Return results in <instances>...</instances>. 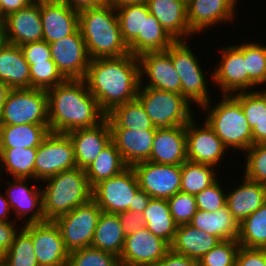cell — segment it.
<instances>
[{"label":"cell","instance_id":"cell-24","mask_svg":"<svg viewBox=\"0 0 266 266\" xmlns=\"http://www.w3.org/2000/svg\"><path fill=\"white\" fill-rule=\"evenodd\" d=\"M187 159L186 126L156 129L149 162L182 165Z\"/></svg>","mask_w":266,"mask_h":266},{"label":"cell","instance_id":"cell-7","mask_svg":"<svg viewBox=\"0 0 266 266\" xmlns=\"http://www.w3.org/2000/svg\"><path fill=\"white\" fill-rule=\"evenodd\" d=\"M21 124L49 125L46 90H10L0 112V125Z\"/></svg>","mask_w":266,"mask_h":266},{"label":"cell","instance_id":"cell-9","mask_svg":"<svg viewBox=\"0 0 266 266\" xmlns=\"http://www.w3.org/2000/svg\"><path fill=\"white\" fill-rule=\"evenodd\" d=\"M139 190L136 174L128 167L121 174L96 184L92 188V200L105 213L134 211V196Z\"/></svg>","mask_w":266,"mask_h":266},{"label":"cell","instance_id":"cell-18","mask_svg":"<svg viewBox=\"0 0 266 266\" xmlns=\"http://www.w3.org/2000/svg\"><path fill=\"white\" fill-rule=\"evenodd\" d=\"M194 119L186 125L187 159L216 168L227 148L205 121L202 127H198Z\"/></svg>","mask_w":266,"mask_h":266},{"label":"cell","instance_id":"cell-55","mask_svg":"<svg viewBox=\"0 0 266 266\" xmlns=\"http://www.w3.org/2000/svg\"><path fill=\"white\" fill-rule=\"evenodd\" d=\"M65 3L75 11H81L87 8H97L106 4V0H57Z\"/></svg>","mask_w":266,"mask_h":266},{"label":"cell","instance_id":"cell-10","mask_svg":"<svg viewBox=\"0 0 266 266\" xmlns=\"http://www.w3.org/2000/svg\"><path fill=\"white\" fill-rule=\"evenodd\" d=\"M101 212L102 210L91 199L88 203L54 220L69 252L91 246Z\"/></svg>","mask_w":266,"mask_h":266},{"label":"cell","instance_id":"cell-39","mask_svg":"<svg viewBox=\"0 0 266 266\" xmlns=\"http://www.w3.org/2000/svg\"><path fill=\"white\" fill-rule=\"evenodd\" d=\"M241 247L266 249V202L239 224Z\"/></svg>","mask_w":266,"mask_h":266},{"label":"cell","instance_id":"cell-2","mask_svg":"<svg viewBox=\"0 0 266 266\" xmlns=\"http://www.w3.org/2000/svg\"><path fill=\"white\" fill-rule=\"evenodd\" d=\"M47 94L52 133L67 134L76 129L93 127L106 118L84 79H67L47 90Z\"/></svg>","mask_w":266,"mask_h":266},{"label":"cell","instance_id":"cell-4","mask_svg":"<svg viewBox=\"0 0 266 266\" xmlns=\"http://www.w3.org/2000/svg\"><path fill=\"white\" fill-rule=\"evenodd\" d=\"M43 182L46 183L42 188L45 221H54L92 199L85 170L78 167L62 171Z\"/></svg>","mask_w":266,"mask_h":266},{"label":"cell","instance_id":"cell-35","mask_svg":"<svg viewBox=\"0 0 266 266\" xmlns=\"http://www.w3.org/2000/svg\"><path fill=\"white\" fill-rule=\"evenodd\" d=\"M106 118L111 129L156 130L137 98L114 107L106 114Z\"/></svg>","mask_w":266,"mask_h":266},{"label":"cell","instance_id":"cell-23","mask_svg":"<svg viewBox=\"0 0 266 266\" xmlns=\"http://www.w3.org/2000/svg\"><path fill=\"white\" fill-rule=\"evenodd\" d=\"M237 0H187L188 25L193 34L234 18ZM216 24V25H215Z\"/></svg>","mask_w":266,"mask_h":266},{"label":"cell","instance_id":"cell-3","mask_svg":"<svg viewBox=\"0 0 266 266\" xmlns=\"http://www.w3.org/2000/svg\"><path fill=\"white\" fill-rule=\"evenodd\" d=\"M78 14L79 29L90 59L116 58L130 53L121 34L116 8L106 3Z\"/></svg>","mask_w":266,"mask_h":266},{"label":"cell","instance_id":"cell-21","mask_svg":"<svg viewBox=\"0 0 266 266\" xmlns=\"http://www.w3.org/2000/svg\"><path fill=\"white\" fill-rule=\"evenodd\" d=\"M15 181H7L8 188L6 191V199L9 202L10 209L16 215V219L27 218L25 224L45 222L43 210V193L42 188L26 184L27 178H13ZM27 185V186H26ZM32 211V212H31Z\"/></svg>","mask_w":266,"mask_h":266},{"label":"cell","instance_id":"cell-60","mask_svg":"<svg viewBox=\"0 0 266 266\" xmlns=\"http://www.w3.org/2000/svg\"><path fill=\"white\" fill-rule=\"evenodd\" d=\"M147 0H106L107 4H110L114 8L121 7L127 4H141L145 3Z\"/></svg>","mask_w":266,"mask_h":266},{"label":"cell","instance_id":"cell-27","mask_svg":"<svg viewBox=\"0 0 266 266\" xmlns=\"http://www.w3.org/2000/svg\"><path fill=\"white\" fill-rule=\"evenodd\" d=\"M124 42L134 56L144 53L145 19L150 14L147 3L127 4L116 8Z\"/></svg>","mask_w":266,"mask_h":266},{"label":"cell","instance_id":"cell-13","mask_svg":"<svg viewBox=\"0 0 266 266\" xmlns=\"http://www.w3.org/2000/svg\"><path fill=\"white\" fill-rule=\"evenodd\" d=\"M51 58L67 79H84L90 63L86 43L78 28L73 34L49 43Z\"/></svg>","mask_w":266,"mask_h":266},{"label":"cell","instance_id":"cell-54","mask_svg":"<svg viewBox=\"0 0 266 266\" xmlns=\"http://www.w3.org/2000/svg\"><path fill=\"white\" fill-rule=\"evenodd\" d=\"M20 226L17 227L12 222L0 221V257L3 259L7 249L13 243L15 234L19 231Z\"/></svg>","mask_w":266,"mask_h":266},{"label":"cell","instance_id":"cell-53","mask_svg":"<svg viewBox=\"0 0 266 266\" xmlns=\"http://www.w3.org/2000/svg\"><path fill=\"white\" fill-rule=\"evenodd\" d=\"M150 266H197V262L186 255L169 249L162 259Z\"/></svg>","mask_w":266,"mask_h":266},{"label":"cell","instance_id":"cell-65","mask_svg":"<svg viewBox=\"0 0 266 266\" xmlns=\"http://www.w3.org/2000/svg\"><path fill=\"white\" fill-rule=\"evenodd\" d=\"M0 33H5L3 29V23L0 21Z\"/></svg>","mask_w":266,"mask_h":266},{"label":"cell","instance_id":"cell-19","mask_svg":"<svg viewBox=\"0 0 266 266\" xmlns=\"http://www.w3.org/2000/svg\"><path fill=\"white\" fill-rule=\"evenodd\" d=\"M7 43L21 46L43 40V26L40 1H33L27 7L10 13L3 22Z\"/></svg>","mask_w":266,"mask_h":266},{"label":"cell","instance_id":"cell-56","mask_svg":"<svg viewBox=\"0 0 266 266\" xmlns=\"http://www.w3.org/2000/svg\"><path fill=\"white\" fill-rule=\"evenodd\" d=\"M34 0H0L1 13L7 17L10 13L21 10L27 7Z\"/></svg>","mask_w":266,"mask_h":266},{"label":"cell","instance_id":"cell-11","mask_svg":"<svg viewBox=\"0 0 266 266\" xmlns=\"http://www.w3.org/2000/svg\"><path fill=\"white\" fill-rule=\"evenodd\" d=\"M77 167L74 147L67 134L52 133L37 147L34 179L44 181L62 171Z\"/></svg>","mask_w":266,"mask_h":266},{"label":"cell","instance_id":"cell-57","mask_svg":"<svg viewBox=\"0 0 266 266\" xmlns=\"http://www.w3.org/2000/svg\"><path fill=\"white\" fill-rule=\"evenodd\" d=\"M253 145L266 143V118L262 119L252 129Z\"/></svg>","mask_w":266,"mask_h":266},{"label":"cell","instance_id":"cell-62","mask_svg":"<svg viewBox=\"0 0 266 266\" xmlns=\"http://www.w3.org/2000/svg\"><path fill=\"white\" fill-rule=\"evenodd\" d=\"M6 36L5 33H0V50L6 44Z\"/></svg>","mask_w":266,"mask_h":266},{"label":"cell","instance_id":"cell-29","mask_svg":"<svg viewBox=\"0 0 266 266\" xmlns=\"http://www.w3.org/2000/svg\"><path fill=\"white\" fill-rule=\"evenodd\" d=\"M0 80L11 89L30 88V65L20 46L6 42L0 50Z\"/></svg>","mask_w":266,"mask_h":266},{"label":"cell","instance_id":"cell-20","mask_svg":"<svg viewBox=\"0 0 266 266\" xmlns=\"http://www.w3.org/2000/svg\"><path fill=\"white\" fill-rule=\"evenodd\" d=\"M73 147L76 165L85 170L90 166L102 150L112 141V132L105 118L101 123L89 128H82L67 133Z\"/></svg>","mask_w":266,"mask_h":266},{"label":"cell","instance_id":"cell-17","mask_svg":"<svg viewBox=\"0 0 266 266\" xmlns=\"http://www.w3.org/2000/svg\"><path fill=\"white\" fill-rule=\"evenodd\" d=\"M170 245L146 227L125 237L120 254L121 266H150L162 259Z\"/></svg>","mask_w":266,"mask_h":266},{"label":"cell","instance_id":"cell-52","mask_svg":"<svg viewBox=\"0 0 266 266\" xmlns=\"http://www.w3.org/2000/svg\"><path fill=\"white\" fill-rule=\"evenodd\" d=\"M124 235L128 236L145 227L142 213L135 211H125L118 213Z\"/></svg>","mask_w":266,"mask_h":266},{"label":"cell","instance_id":"cell-14","mask_svg":"<svg viewBox=\"0 0 266 266\" xmlns=\"http://www.w3.org/2000/svg\"><path fill=\"white\" fill-rule=\"evenodd\" d=\"M31 235L39 266H67L69 251L54 221L22 225Z\"/></svg>","mask_w":266,"mask_h":266},{"label":"cell","instance_id":"cell-26","mask_svg":"<svg viewBox=\"0 0 266 266\" xmlns=\"http://www.w3.org/2000/svg\"><path fill=\"white\" fill-rule=\"evenodd\" d=\"M111 132L112 141L128 167L148 161L156 130L111 129Z\"/></svg>","mask_w":266,"mask_h":266},{"label":"cell","instance_id":"cell-43","mask_svg":"<svg viewBox=\"0 0 266 266\" xmlns=\"http://www.w3.org/2000/svg\"><path fill=\"white\" fill-rule=\"evenodd\" d=\"M67 266H121L119 257L88 246L69 252Z\"/></svg>","mask_w":266,"mask_h":266},{"label":"cell","instance_id":"cell-51","mask_svg":"<svg viewBox=\"0 0 266 266\" xmlns=\"http://www.w3.org/2000/svg\"><path fill=\"white\" fill-rule=\"evenodd\" d=\"M235 266H266V249L239 247Z\"/></svg>","mask_w":266,"mask_h":266},{"label":"cell","instance_id":"cell-61","mask_svg":"<svg viewBox=\"0 0 266 266\" xmlns=\"http://www.w3.org/2000/svg\"><path fill=\"white\" fill-rule=\"evenodd\" d=\"M11 88L0 80V112Z\"/></svg>","mask_w":266,"mask_h":266},{"label":"cell","instance_id":"cell-45","mask_svg":"<svg viewBox=\"0 0 266 266\" xmlns=\"http://www.w3.org/2000/svg\"><path fill=\"white\" fill-rule=\"evenodd\" d=\"M65 80L54 62H35L30 66V88L47 91Z\"/></svg>","mask_w":266,"mask_h":266},{"label":"cell","instance_id":"cell-46","mask_svg":"<svg viewBox=\"0 0 266 266\" xmlns=\"http://www.w3.org/2000/svg\"><path fill=\"white\" fill-rule=\"evenodd\" d=\"M239 247L237 240H223L203 255L197 266H235Z\"/></svg>","mask_w":266,"mask_h":266},{"label":"cell","instance_id":"cell-49","mask_svg":"<svg viewBox=\"0 0 266 266\" xmlns=\"http://www.w3.org/2000/svg\"><path fill=\"white\" fill-rule=\"evenodd\" d=\"M220 183L217 180L195 196L197 209L214 212L226 205V191Z\"/></svg>","mask_w":266,"mask_h":266},{"label":"cell","instance_id":"cell-36","mask_svg":"<svg viewBox=\"0 0 266 266\" xmlns=\"http://www.w3.org/2000/svg\"><path fill=\"white\" fill-rule=\"evenodd\" d=\"M128 166L121 157L115 143L111 141L96 160L85 169L91 188L103 180L121 174Z\"/></svg>","mask_w":266,"mask_h":266},{"label":"cell","instance_id":"cell-15","mask_svg":"<svg viewBox=\"0 0 266 266\" xmlns=\"http://www.w3.org/2000/svg\"><path fill=\"white\" fill-rule=\"evenodd\" d=\"M140 87H150L181 94V79L171 60V46L165 51L145 52L138 56ZM145 73V74H144ZM146 75L148 82L143 83Z\"/></svg>","mask_w":266,"mask_h":266},{"label":"cell","instance_id":"cell-34","mask_svg":"<svg viewBox=\"0 0 266 266\" xmlns=\"http://www.w3.org/2000/svg\"><path fill=\"white\" fill-rule=\"evenodd\" d=\"M49 133V125H0V145L1 148L38 147Z\"/></svg>","mask_w":266,"mask_h":266},{"label":"cell","instance_id":"cell-59","mask_svg":"<svg viewBox=\"0 0 266 266\" xmlns=\"http://www.w3.org/2000/svg\"><path fill=\"white\" fill-rule=\"evenodd\" d=\"M1 186V185H0ZM10 206H9V202L6 199V195L2 196L0 193V221L2 222H12L8 219L9 215H10Z\"/></svg>","mask_w":266,"mask_h":266},{"label":"cell","instance_id":"cell-47","mask_svg":"<svg viewBox=\"0 0 266 266\" xmlns=\"http://www.w3.org/2000/svg\"><path fill=\"white\" fill-rule=\"evenodd\" d=\"M246 153L244 177L266 185V143L254 144Z\"/></svg>","mask_w":266,"mask_h":266},{"label":"cell","instance_id":"cell-33","mask_svg":"<svg viewBox=\"0 0 266 266\" xmlns=\"http://www.w3.org/2000/svg\"><path fill=\"white\" fill-rule=\"evenodd\" d=\"M142 215L145 227L170 245L178 225L171 215L168 200L151 197Z\"/></svg>","mask_w":266,"mask_h":266},{"label":"cell","instance_id":"cell-12","mask_svg":"<svg viewBox=\"0 0 266 266\" xmlns=\"http://www.w3.org/2000/svg\"><path fill=\"white\" fill-rule=\"evenodd\" d=\"M140 190L152 198L168 199L180 191L181 165L141 162L132 166Z\"/></svg>","mask_w":266,"mask_h":266},{"label":"cell","instance_id":"cell-25","mask_svg":"<svg viewBox=\"0 0 266 266\" xmlns=\"http://www.w3.org/2000/svg\"><path fill=\"white\" fill-rule=\"evenodd\" d=\"M149 12L162 27L176 40L192 37L187 18V0H147Z\"/></svg>","mask_w":266,"mask_h":266},{"label":"cell","instance_id":"cell-58","mask_svg":"<svg viewBox=\"0 0 266 266\" xmlns=\"http://www.w3.org/2000/svg\"><path fill=\"white\" fill-rule=\"evenodd\" d=\"M150 199L151 197L145 191L139 190L134 196V211L142 213L146 209Z\"/></svg>","mask_w":266,"mask_h":266},{"label":"cell","instance_id":"cell-5","mask_svg":"<svg viewBox=\"0 0 266 266\" xmlns=\"http://www.w3.org/2000/svg\"><path fill=\"white\" fill-rule=\"evenodd\" d=\"M201 108L205 112L209 110L205 113L207 116L204 121L228 150L233 148L244 153L253 145L252 129L240 102L232 94H223L215 106H212L210 100Z\"/></svg>","mask_w":266,"mask_h":266},{"label":"cell","instance_id":"cell-40","mask_svg":"<svg viewBox=\"0 0 266 266\" xmlns=\"http://www.w3.org/2000/svg\"><path fill=\"white\" fill-rule=\"evenodd\" d=\"M2 266H39L31 235L22 227L7 249Z\"/></svg>","mask_w":266,"mask_h":266},{"label":"cell","instance_id":"cell-22","mask_svg":"<svg viewBox=\"0 0 266 266\" xmlns=\"http://www.w3.org/2000/svg\"><path fill=\"white\" fill-rule=\"evenodd\" d=\"M43 40L53 43L79 28L78 11L57 0H40Z\"/></svg>","mask_w":266,"mask_h":266},{"label":"cell","instance_id":"cell-30","mask_svg":"<svg viewBox=\"0 0 266 266\" xmlns=\"http://www.w3.org/2000/svg\"><path fill=\"white\" fill-rule=\"evenodd\" d=\"M220 242L221 240L212 234L190 224H183L177 227L170 249L197 262Z\"/></svg>","mask_w":266,"mask_h":266},{"label":"cell","instance_id":"cell-38","mask_svg":"<svg viewBox=\"0 0 266 266\" xmlns=\"http://www.w3.org/2000/svg\"><path fill=\"white\" fill-rule=\"evenodd\" d=\"M2 168L13 178L34 179V166L37 147L1 148Z\"/></svg>","mask_w":266,"mask_h":266},{"label":"cell","instance_id":"cell-8","mask_svg":"<svg viewBox=\"0 0 266 266\" xmlns=\"http://www.w3.org/2000/svg\"><path fill=\"white\" fill-rule=\"evenodd\" d=\"M186 40H176L171 45V60L181 79V95L191 104L199 107L207 104L210 99L205 74Z\"/></svg>","mask_w":266,"mask_h":266},{"label":"cell","instance_id":"cell-42","mask_svg":"<svg viewBox=\"0 0 266 266\" xmlns=\"http://www.w3.org/2000/svg\"><path fill=\"white\" fill-rule=\"evenodd\" d=\"M241 105L244 115L253 129L257 123L266 118V90L237 92L232 94Z\"/></svg>","mask_w":266,"mask_h":266},{"label":"cell","instance_id":"cell-66","mask_svg":"<svg viewBox=\"0 0 266 266\" xmlns=\"http://www.w3.org/2000/svg\"><path fill=\"white\" fill-rule=\"evenodd\" d=\"M3 259L0 257V266H2Z\"/></svg>","mask_w":266,"mask_h":266},{"label":"cell","instance_id":"cell-32","mask_svg":"<svg viewBox=\"0 0 266 266\" xmlns=\"http://www.w3.org/2000/svg\"><path fill=\"white\" fill-rule=\"evenodd\" d=\"M125 237L118 214L101 212L91 246L120 258Z\"/></svg>","mask_w":266,"mask_h":266},{"label":"cell","instance_id":"cell-31","mask_svg":"<svg viewBox=\"0 0 266 266\" xmlns=\"http://www.w3.org/2000/svg\"><path fill=\"white\" fill-rule=\"evenodd\" d=\"M189 224L218 237L221 241L237 240L239 234V223L227 205L214 212L198 209Z\"/></svg>","mask_w":266,"mask_h":266},{"label":"cell","instance_id":"cell-44","mask_svg":"<svg viewBox=\"0 0 266 266\" xmlns=\"http://www.w3.org/2000/svg\"><path fill=\"white\" fill-rule=\"evenodd\" d=\"M175 40L150 13L145 19L144 53L167 50Z\"/></svg>","mask_w":266,"mask_h":266},{"label":"cell","instance_id":"cell-41","mask_svg":"<svg viewBox=\"0 0 266 266\" xmlns=\"http://www.w3.org/2000/svg\"><path fill=\"white\" fill-rule=\"evenodd\" d=\"M244 60L249 76V90H255L266 82V45L257 42H244Z\"/></svg>","mask_w":266,"mask_h":266},{"label":"cell","instance_id":"cell-28","mask_svg":"<svg viewBox=\"0 0 266 266\" xmlns=\"http://www.w3.org/2000/svg\"><path fill=\"white\" fill-rule=\"evenodd\" d=\"M226 192V205L240 224L266 202V185L244 177L241 185Z\"/></svg>","mask_w":266,"mask_h":266},{"label":"cell","instance_id":"cell-6","mask_svg":"<svg viewBox=\"0 0 266 266\" xmlns=\"http://www.w3.org/2000/svg\"><path fill=\"white\" fill-rule=\"evenodd\" d=\"M155 129L186 126L193 119L192 104L181 94L150 87H139L136 97Z\"/></svg>","mask_w":266,"mask_h":266},{"label":"cell","instance_id":"cell-37","mask_svg":"<svg viewBox=\"0 0 266 266\" xmlns=\"http://www.w3.org/2000/svg\"><path fill=\"white\" fill-rule=\"evenodd\" d=\"M214 166L201 164L186 160L181 165V187L180 191L196 196L205 188L215 183L216 177Z\"/></svg>","mask_w":266,"mask_h":266},{"label":"cell","instance_id":"cell-64","mask_svg":"<svg viewBox=\"0 0 266 266\" xmlns=\"http://www.w3.org/2000/svg\"><path fill=\"white\" fill-rule=\"evenodd\" d=\"M5 20V17L1 13V6H0V21L3 23Z\"/></svg>","mask_w":266,"mask_h":266},{"label":"cell","instance_id":"cell-48","mask_svg":"<svg viewBox=\"0 0 266 266\" xmlns=\"http://www.w3.org/2000/svg\"><path fill=\"white\" fill-rule=\"evenodd\" d=\"M167 200L171 215L178 226L189 224L198 210L196 197L188 193L179 191Z\"/></svg>","mask_w":266,"mask_h":266},{"label":"cell","instance_id":"cell-63","mask_svg":"<svg viewBox=\"0 0 266 266\" xmlns=\"http://www.w3.org/2000/svg\"><path fill=\"white\" fill-rule=\"evenodd\" d=\"M1 168H2V149H1V145H0V176H1V174H3L2 173L3 169H1Z\"/></svg>","mask_w":266,"mask_h":266},{"label":"cell","instance_id":"cell-50","mask_svg":"<svg viewBox=\"0 0 266 266\" xmlns=\"http://www.w3.org/2000/svg\"><path fill=\"white\" fill-rule=\"evenodd\" d=\"M20 48L30 66L35 62H54L51 58L49 43L44 40L23 44Z\"/></svg>","mask_w":266,"mask_h":266},{"label":"cell","instance_id":"cell-16","mask_svg":"<svg viewBox=\"0 0 266 266\" xmlns=\"http://www.w3.org/2000/svg\"><path fill=\"white\" fill-rule=\"evenodd\" d=\"M220 62L215 65L211 74L214 83L223 94L249 91V76L244 60V42L240 45H229L221 49ZM248 89V90H247Z\"/></svg>","mask_w":266,"mask_h":266},{"label":"cell","instance_id":"cell-1","mask_svg":"<svg viewBox=\"0 0 266 266\" xmlns=\"http://www.w3.org/2000/svg\"><path fill=\"white\" fill-rule=\"evenodd\" d=\"M84 80L100 109L107 114L114 107L136 99L140 87L138 56L129 53L91 59Z\"/></svg>","mask_w":266,"mask_h":266}]
</instances>
